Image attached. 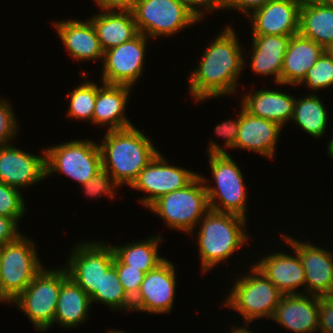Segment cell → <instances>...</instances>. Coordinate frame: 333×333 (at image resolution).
Wrapping results in <instances>:
<instances>
[{"label":"cell","mask_w":333,"mask_h":333,"mask_svg":"<svg viewBox=\"0 0 333 333\" xmlns=\"http://www.w3.org/2000/svg\"><path fill=\"white\" fill-rule=\"evenodd\" d=\"M301 85L312 91L333 86V52L326 50L308 71Z\"/></svg>","instance_id":"cell-33"},{"label":"cell","mask_w":333,"mask_h":333,"mask_svg":"<svg viewBox=\"0 0 333 333\" xmlns=\"http://www.w3.org/2000/svg\"><path fill=\"white\" fill-rule=\"evenodd\" d=\"M148 209L169 228L194 236L197 224L210 210L201 174L186 187L162 195Z\"/></svg>","instance_id":"cell-5"},{"label":"cell","mask_w":333,"mask_h":333,"mask_svg":"<svg viewBox=\"0 0 333 333\" xmlns=\"http://www.w3.org/2000/svg\"><path fill=\"white\" fill-rule=\"evenodd\" d=\"M113 265L116 267L119 280L126 294L133 300L140 290L141 283L146 273L142 272L140 269L130 268V266L124 265L116 256Z\"/></svg>","instance_id":"cell-36"},{"label":"cell","mask_w":333,"mask_h":333,"mask_svg":"<svg viewBox=\"0 0 333 333\" xmlns=\"http://www.w3.org/2000/svg\"><path fill=\"white\" fill-rule=\"evenodd\" d=\"M101 85L103 86L101 87ZM101 85H97L92 124L108 126L107 130L124 129L133 126L132 122L124 115L132 87L103 82Z\"/></svg>","instance_id":"cell-23"},{"label":"cell","mask_w":333,"mask_h":333,"mask_svg":"<svg viewBox=\"0 0 333 333\" xmlns=\"http://www.w3.org/2000/svg\"><path fill=\"white\" fill-rule=\"evenodd\" d=\"M293 253L291 256L279 251L253 262L283 295L303 294L296 289L305 284V270L297 251Z\"/></svg>","instance_id":"cell-20"},{"label":"cell","mask_w":333,"mask_h":333,"mask_svg":"<svg viewBox=\"0 0 333 333\" xmlns=\"http://www.w3.org/2000/svg\"><path fill=\"white\" fill-rule=\"evenodd\" d=\"M236 34L230 25L225 26L203 51L200 64L190 72L189 92L196 102L236 92L238 78L247 63Z\"/></svg>","instance_id":"cell-1"},{"label":"cell","mask_w":333,"mask_h":333,"mask_svg":"<svg viewBox=\"0 0 333 333\" xmlns=\"http://www.w3.org/2000/svg\"><path fill=\"white\" fill-rule=\"evenodd\" d=\"M174 264L165 259L156 268L145 274L140 290L132 300V310L148 314L171 312L176 289Z\"/></svg>","instance_id":"cell-14"},{"label":"cell","mask_w":333,"mask_h":333,"mask_svg":"<svg viewBox=\"0 0 333 333\" xmlns=\"http://www.w3.org/2000/svg\"><path fill=\"white\" fill-rule=\"evenodd\" d=\"M69 277L65 267L43 269L32 279L26 289L15 299L37 331L46 332L54 321L61 284Z\"/></svg>","instance_id":"cell-7"},{"label":"cell","mask_w":333,"mask_h":333,"mask_svg":"<svg viewBox=\"0 0 333 333\" xmlns=\"http://www.w3.org/2000/svg\"><path fill=\"white\" fill-rule=\"evenodd\" d=\"M18 226L12 218L0 215V246L15 241L21 235Z\"/></svg>","instance_id":"cell-41"},{"label":"cell","mask_w":333,"mask_h":333,"mask_svg":"<svg viewBox=\"0 0 333 333\" xmlns=\"http://www.w3.org/2000/svg\"><path fill=\"white\" fill-rule=\"evenodd\" d=\"M148 37L139 33L130 41L104 51L101 82L132 87L140 79Z\"/></svg>","instance_id":"cell-13"},{"label":"cell","mask_w":333,"mask_h":333,"mask_svg":"<svg viewBox=\"0 0 333 333\" xmlns=\"http://www.w3.org/2000/svg\"><path fill=\"white\" fill-rule=\"evenodd\" d=\"M251 37L252 51L249 66L257 74L273 75L274 82L280 83L283 60L291 36L252 35Z\"/></svg>","instance_id":"cell-25"},{"label":"cell","mask_w":333,"mask_h":333,"mask_svg":"<svg viewBox=\"0 0 333 333\" xmlns=\"http://www.w3.org/2000/svg\"><path fill=\"white\" fill-rule=\"evenodd\" d=\"M144 134L134 125L107 130L99 143L102 168L110 173L119 187L125 184L130 187L141 170L159 153Z\"/></svg>","instance_id":"cell-2"},{"label":"cell","mask_w":333,"mask_h":333,"mask_svg":"<svg viewBox=\"0 0 333 333\" xmlns=\"http://www.w3.org/2000/svg\"><path fill=\"white\" fill-rule=\"evenodd\" d=\"M273 0H225V9H236L249 16L254 10L263 7Z\"/></svg>","instance_id":"cell-42"},{"label":"cell","mask_w":333,"mask_h":333,"mask_svg":"<svg viewBox=\"0 0 333 333\" xmlns=\"http://www.w3.org/2000/svg\"><path fill=\"white\" fill-rule=\"evenodd\" d=\"M91 303L98 302L109 306L111 310H132V299L126 294L113 265L102 277L100 287L90 297Z\"/></svg>","instance_id":"cell-31"},{"label":"cell","mask_w":333,"mask_h":333,"mask_svg":"<svg viewBox=\"0 0 333 333\" xmlns=\"http://www.w3.org/2000/svg\"><path fill=\"white\" fill-rule=\"evenodd\" d=\"M82 187L83 192H85L84 195H87V197L96 198L105 194L110 200L115 199L116 194L114 192L115 190L117 192V188H119L110 173L103 168L91 180L83 184Z\"/></svg>","instance_id":"cell-35"},{"label":"cell","mask_w":333,"mask_h":333,"mask_svg":"<svg viewBox=\"0 0 333 333\" xmlns=\"http://www.w3.org/2000/svg\"><path fill=\"white\" fill-rule=\"evenodd\" d=\"M0 302H11L13 304V300L6 294V292L3 290L1 280H0Z\"/></svg>","instance_id":"cell-44"},{"label":"cell","mask_w":333,"mask_h":333,"mask_svg":"<svg viewBox=\"0 0 333 333\" xmlns=\"http://www.w3.org/2000/svg\"><path fill=\"white\" fill-rule=\"evenodd\" d=\"M242 106L250 114L268 119L282 127L292 121L296 96L278 90H255L242 96Z\"/></svg>","instance_id":"cell-24"},{"label":"cell","mask_w":333,"mask_h":333,"mask_svg":"<svg viewBox=\"0 0 333 333\" xmlns=\"http://www.w3.org/2000/svg\"><path fill=\"white\" fill-rule=\"evenodd\" d=\"M91 305L87 293L68 277L61 284L53 323L66 329L78 327L89 319Z\"/></svg>","instance_id":"cell-27"},{"label":"cell","mask_w":333,"mask_h":333,"mask_svg":"<svg viewBox=\"0 0 333 333\" xmlns=\"http://www.w3.org/2000/svg\"><path fill=\"white\" fill-rule=\"evenodd\" d=\"M131 11L139 33L148 39L176 35L199 21L179 0H136Z\"/></svg>","instance_id":"cell-9"},{"label":"cell","mask_w":333,"mask_h":333,"mask_svg":"<svg viewBox=\"0 0 333 333\" xmlns=\"http://www.w3.org/2000/svg\"><path fill=\"white\" fill-rule=\"evenodd\" d=\"M100 11L89 19L103 51L130 41L139 34L131 10Z\"/></svg>","instance_id":"cell-26"},{"label":"cell","mask_w":333,"mask_h":333,"mask_svg":"<svg viewBox=\"0 0 333 333\" xmlns=\"http://www.w3.org/2000/svg\"><path fill=\"white\" fill-rule=\"evenodd\" d=\"M71 253L64 267L69 277L91 297L100 287L103 275L113 266V247L101 240L79 242Z\"/></svg>","instance_id":"cell-11"},{"label":"cell","mask_w":333,"mask_h":333,"mask_svg":"<svg viewBox=\"0 0 333 333\" xmlns=\"http://www.w3.org/2000/svg\"><path fill=\"white\" fill-rule=\"evenodd\" d=\"M300 4L309 3V2H319L320 0H297Z\"/></svg>","instance_id":"cell-48"},{"label":"cell","mask_w":333,"mask_h":333,"mask_svg":"<svg viewBox=\"0 0 333 333\" xmlns=\"http://www.w3.org/2000/svg\"><path fill=\"white\" fill-rule=\"evenodd\" d=\"M298 33L326 50L333 49V8L321 2L301 4Z\"/></svg>","instance_id":"cell-28"},{"label":"cell","mask_w":333,"mask_h":333,"mask_svg":"<svg viewBox=\"0 0 333 333\" xmlns=\"http://www.w3.org/2000/svg\"><path fill=\"white\" fill-rule=\"evenodd\" d=\"M319 2L333 8V0H320Z\"/></svg>","instance_id":"cell-47"},{"label":"cell","mask_w":333,"mask_h":333,"mask_svg":"<svg viewBox=\"0 0 333 333\" xmlns=\"http://www.w3.org/2000/svg\"><path fill=\"white\" fill-rule=\"evenodd\" d=\"M34 155L11 144L0 145V182L17 189L27 188L46 178L45 149Z\"/></svg>","instance_id":"cell-16"},{"label":"cell","mask_w":333,"mask_h":333,"mask_svg":"<svg viewBox=\"0 0 333 333\" xmlns=\"http://www.w3.org/2000/svg\"><path fill=\"white\" fill-rule=\"evenodd\" d=\"M102 11L131 10V0H94Z\"/></svg>","instance_id":"cell-43"},{"label":"cell","mask_w":333,"mask_h":333,"mask_svg":"<svg viewBox=\"0 0 333 333\" xmlns=\"http://www.w3.org/2000/svg\"><path fill=\"white\" fill-rule=\"evenodd\" d=\"M325 51L326 49L322 45L299 33L292 35L284 56L280 83L277 85L301 86L300 83L307 71L314 66Z\"/></svg>","instance_id":"cell-22"},{"label":"cell","mask_w":333,"mask_h":333,"mask_svg":"<svg viewBox=\"0 0 333 333\" xmlns=\"http://www.w3.org/2000/svg\"><path fill=\"white\" fill-rule=\"evenodd\" d=\"M53 23L71 58L85 62L103 60L104 51L89 18L85 22L70 19Z\"/></svg>","instance_id":"cell-21"},{"label":"cell","mask_w":333,"mask_h":333,"mask_svg":"<svg viewBox=\"0 0 333 333\" xmlns=\"http://www.w3.org/2000/svg\"><path fill=\"white\" fill-rule=\"evenodd\" d=\"M70 104L68 107V116L72 119L90 121L95 108V100L97 97V84L85 81L77 86L72 92H68Z\"/></svg>","instance_id":"cell-32"},{"label":"cell","mask_w":333,"mask_h":333,"mask_svg":"<svg viewBox=\"0 0 333 333\" xmlns=\"http://www.w3.org/2000/svg\"><path fill=\"white\" fill-rule=\"evenodd\" d=\"M320 333H333V295L319 296V325Z\"/></svg>","instance_id":"cell-38"},{"label":"cell","mask_w":333,"mask_h":333,"mask_svg":"<svg viewBox=\"0 0 333 333\" xmlns=\"http://www.w3.org/2000/svg\"><path fill=\"white\" fill-rule=\"evenodd\" d=\"M15 113L12 110L10 101L0 99V145L11 144L10 140L15 139L17 134L18 123L16 122Z\"/></svg>","instance_id":"cell-37"},{"label":"cell","mask_w":333,"mask_h":333,"mask_svg":"<svg viewBox=\"0 0 333 333\" xmlns=\"http://www.w3.org/2000/svg\"><path fill=\"white\" fill-rule=\"evenodd\" d=\"M189 9L199 22L204 18V12L209 13L214 10H225V0H179ZM201 8V9H200ZM203 10V11H202Z\"/></svg>","instance_id":"cell-39"},{"label":"cell","mask_w":333,"mask_h":333,"mask_svg":"<svg viewBox=\"0 0 333 333\" xmlns=\"http://www.w3.org/2000/svg\"><path fill=\"white\" fill-rule=\"evenodd\" d=\"M292 250L297 251L305 270V285L303 294L333 295V253L325 248L295 240L281 234Z\"/></svg>","instance_id":"cell-15"},{"label":"cell","mask_w":333,"mask_h":333,"mask_svg":"<svg viewBox=\"0 0 333 333\" xmlns=\"http://www.w3.org/2000/svg\"><path fill=\"white\" fill-rule=\"evenodd\" d=\"M272 319L293 333H315L319 325V296L283 295Z\"/></svg>","instance_id":"cell-19"},{"label":"cell","mask_w":333,"mask_h":333,"mask_svg":"<svg viewBox=\"0 0 333 333\" xmlns=\"http://www.w3.org/2000/svg\"><path fill=\"white\" fill-rule=\"evenodd\" d=\"M247 220L238 215L209 210L199 221L197 243L204 273L227 261L248 241ZM202 223V224H201ZM200 228V229H199ZM244 229V230H243Z\"/></svg>","instance_id":"cell-3"},{"label":"cell","mask_w":333,"mask_h":333,"mask_svg":"<svg viewBox=\"0 0 333 333\" xmlns=\"http://www.w3.org/2000/svg\"><path fill=\"white\" fill-rule=\"evenodd\" d=\"M309 95V96H308ZM304 98H296L292 122L297 124L305 133L319 139L326 132L328 112L316 93L312 92Z\"/></svg>","instance_id":"cell-30"},{"label":"cell","mask_w":333,"mask_h":333,"mask_svg":"<svg viewBox=\"0 0 333 333\" xmlns=\"http://www.w3.org/2000/svg\"><path fill=\"white\" fill-rule=\"evenodd\" d=\"M107 333H127V332H124V331H121V330H110L109 332H107Z\"/></svg>","instance_id":"cell-49"},{"label":"cell","mask_w":333,"mask_h":333,"mask_svg":"<svg viewBox=\"0 0 333 333\" xmlns=\"http://www.w3.org/2000/svg\"><path fill=\"white\" fill-rule=\"evenodd\" d=\"M300 6L297 0H273L254 10L248 16L251 19L252 35L297 34Z\"/></svg>","instance_id":"cell-17"},{"label":"cell","mask_w":333,"mask_h":333,"mask_svg":"<svg viewBox=\"0 0 333 333\" xmlns=\"http://www.w3.org/2000/svg\"><path fill=\"white\" fill-rule=\"evenodd\" d=\"M45 165L46 177L60 172L83 185L102 168L99 144L86 139L49 146L45 148Z\"/></svg>","instance_id":"cell-8"},{"label":"cell","mask_w":333,"mask_h":333,"mask_svg":"<svg viewBox=\"0 0 333 333\" xmlns=\"http://www.w3.org/2000/svg\"><path fill=\"white\" fill-rule=\"evenodd\" d=\"M207 151L211 173L217 184L215 187L210 186L206 183L208 179L201 176L205 183L209 208L216 212L238 215L247 220L246 200L248 195L242 171L226 152L227 150L213 140L209 142Z\"/></svg>","instance_id":"cell-4"},{"label":"cell","mask_w":333,"mask_h":333,"mask_svg":"<svg viewBox=\"0 0 333 333\" xmlns=\"http://www.w3.org/2000/svg\"><path fill=\"white\" fill-rule=\"evenodd\" d=\"M35 244L23 233L0 246V280L3 290L15 300L43 269Z\"/></svg>","instance_id":"cell-10"},{"label":"cell","mask_w":333,"mask_h":333,"mask_svg":"<svg viewBox=\"0 0 333 333\" xmlns=\"http://www.w3.org/2000/svg\"><path fill=\"white\" fill-rule=\"evenodd\" d=\"M240 111V126L235 149L249 150L272 159L283 127L250 114L242 105Z\"/></svg>","instance_id":"cell-18"},{"label":"cell","mask_w":333,"mask_h":333,"mask_svg":"<svg viewBox=\"0 0 333 333\" xmlns=\"http://www.w3.org/2000/svg\"><path fill=\"white\" fill-rule=\"evenodd\" d=\"M153 236L146 238L147 240H140L139 242H132L121 246L113 245L115 256L124 265L130 266V268L140 269L142 272L147 273L166 259L158 253V245L162 243V241L164 242V239L161 238L159 234Z\"/></svg>","instance_id":"cell-29"},{"label":"cell","mask_w":333,"mask_h":333,"mask_svg":"<svg viewBox=\"0 0 333 333\" xmlns=\"http://www.w3.org/2000/svg\"><path fill=\"white\" fill-rule=\"evenodd\" d=\"M232 331H230V333H254L253 331H251L250 329H247L246 327H232L231 328Z\"/></svg>","instance_id":"cell-45"},{"label":"cell","mask_w":333,"mask_h":333,"mask_svg":"<svg viewBox=\"0 0 333 333\" xmlns=\"http://www.w3.org/2000/svg\"><path fill=\"white\" fill-rule=\"evenodd\" d=\"M240 126V114L237 116V119H228L227 121L222 122L221 124H217L215 126V133L219 135V137H224V148L225 149H235L236 139L238 137V129Z\"/></svg>","instance_id":"cell-40"},{"label":"cell","mask_w":333,"mask_h":333,"mask_svg":"<svg viewBox=\"0 0 333 333\" xmlns=\"http://www.w3.org/2000/svg\"><path fill=\"white\" fill-rule=\"evenodd\" d=\"M328 155H330V157L333 158V137L331 138V140L328 142Z\"/></svg>","instance_id":"cell-46"},{"label":"cell","mask_w":333,"mask_h":333,"mask_svg":"<svg viewBox=\"0 0 333 333\" xmlns=\"http://www.w3.org/2000/svg\"><path fill=\"white\" fill-rule=\"evenodd\" d=\"M250 270L246 276L237 277L223 304L238 311L247 325L261 317L272 320L283 297L276 286L254 265L250 266Z\"/></svg>","instance_id":"cell-6"},{"label":"cell","mask_w":333,"mask_h":333,"mask_svg":"<svg viewBox=\"0 0 333 333\" xmlns=\"http://www.w3.org/2000/svg\"><path fill=\"white\" fill-rule=\"evenodd\" d=\"M19 189L0 182V215L12 218L17 224L25 215V205Z\"/></svg>","instance_id":"cell-34"},{"label":"cell","mask_w":333,"mask_h":333,"mask_svg":"<svg viewBox=\"0 0 333 333\" xmlns=\"http://www.w3.org/2000/svg\"><path fill=\"white\" fill-rule=\"evenodd\" d=\"M160 152L141 170L131 188L145 192L139 199L146 208L162 195L182 189L199 174L186 168L170 165Z\"/></svg>","instance_id":"cell-12"}]
</instances>
